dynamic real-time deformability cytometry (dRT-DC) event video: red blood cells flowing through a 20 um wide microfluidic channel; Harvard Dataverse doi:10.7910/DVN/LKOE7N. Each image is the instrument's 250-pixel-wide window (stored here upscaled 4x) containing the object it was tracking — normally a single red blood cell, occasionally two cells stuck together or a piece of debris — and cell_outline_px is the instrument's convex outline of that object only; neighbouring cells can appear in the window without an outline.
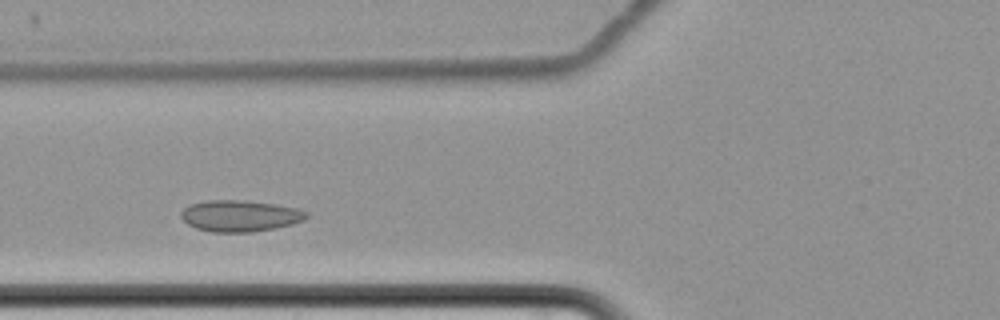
{"species": "common noctule bat (a hibernating species)", "species_latin": "Nyctalus noctula", "temperature_condition": "cold", "stored_images_in_passage": 6, "camera_frame_rate_fps": 3000, "um_per_image_px": 0.085, "animal": {"sex": "female", "body_mass_g": 22.7, "forearm_length_mm": 54.2}, "frame": {"image": 1, "passage_image": 4, "time_ms": 3.667, "image_size_px": [1000, 320], "cell_outline_px": [[308, 216], [304, 220], [292, 224], [276, 228], [252, 232], [212, 232], [196, 228], [188, 224], [180, 216], [180, 212], [188, 204], [208, 200], [244, 200], [276, 204], [296, 208], [308, 212]], "centroid_in_image_um": [20.39, 18.34], "position_along_channel_um": 105.4, "area_um2": 23.06}}
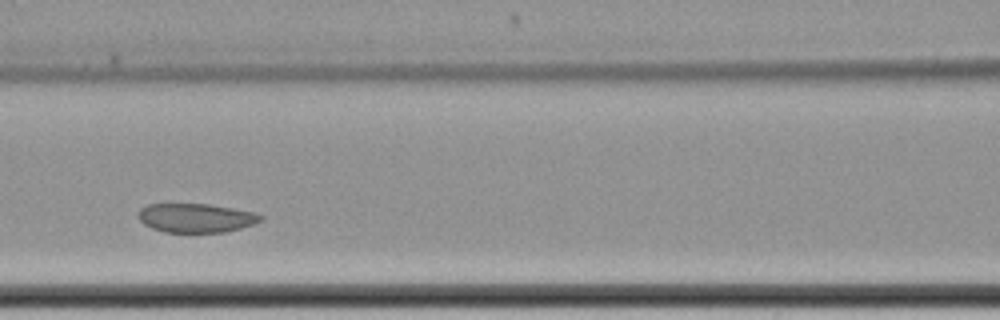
{"frame": {"image": 2, "passage_image": 5, "time_ms": 5.0, "image_size_px": [1000, 320], "cell_outline_px": [[264, 220], [256, 224], [228, 232], [164, 232], [152, 228], [144, 224], [136, 216], [136, 212], [140, 208], [148, 204], [208, 204], [256, 212], [264, 216]], "centroid_in_image_um": [16.69, 18.52], "position_along_channel_um": 149.9, "area_um2": 21.04}}
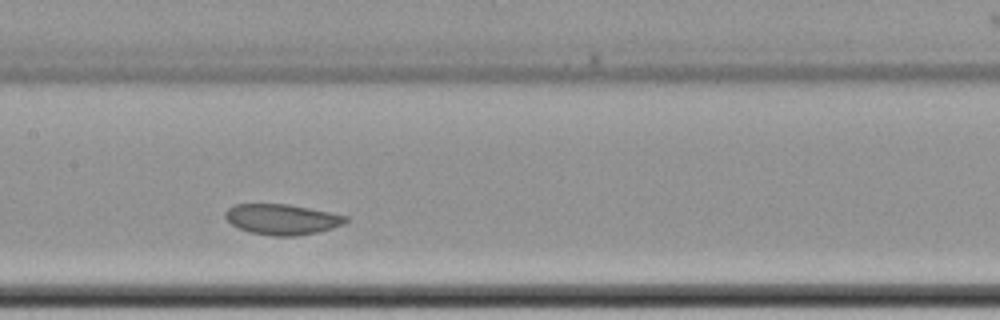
{"frame": {"image": 3, "passage_image": 6, "time_ms": 6.0, "image_size_px": [1000, 320], "cell_outline_px": [[348, 220], [344, 224], [320, 232], [292, 236], [272, 236], [248, 232], [232, 224], [224, 216], [224, 212], [232, 204], [288, 204], [332, 212], [348, 216]], "centroid_in_image_um": [23.99, 18.64], "position_along_channel_um": 183.4, "area_um2": 21.62}}